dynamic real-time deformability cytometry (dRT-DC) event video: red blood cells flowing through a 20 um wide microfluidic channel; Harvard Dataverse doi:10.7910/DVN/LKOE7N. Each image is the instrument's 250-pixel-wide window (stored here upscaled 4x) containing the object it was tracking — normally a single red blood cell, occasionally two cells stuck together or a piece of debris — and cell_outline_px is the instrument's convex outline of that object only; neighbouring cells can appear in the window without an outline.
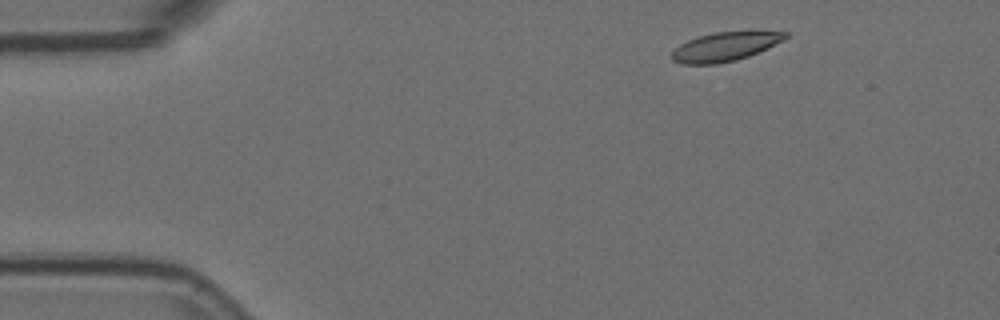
{"species": "Egyptian fruit bat (a non-hibernating species)", "species_latin": "Rousettus aegyptiacus", "temperature_condition": "room temperature", "stored_images_in_passage": 3, "camera_frame_rate_fps": 3000, "um_per_image_px": 0.085, "animal": {"sex": "female"}, "frame": {"image": 1, "passage_image": 1, "time_ms": 0.0, "image_size_px": [1000, 320], "cell_outline_px": [[788, 36], [748, 56], [736, 60], [716, 64], [680, 64], [672, 60], [672, 52], [680, 44], [688, 40], [712, 32], [788, 32]], "centroid_in_image_um": [61.52, 3.98], "position_along_channel_um": 23.5, "area_um2": 18.5}}